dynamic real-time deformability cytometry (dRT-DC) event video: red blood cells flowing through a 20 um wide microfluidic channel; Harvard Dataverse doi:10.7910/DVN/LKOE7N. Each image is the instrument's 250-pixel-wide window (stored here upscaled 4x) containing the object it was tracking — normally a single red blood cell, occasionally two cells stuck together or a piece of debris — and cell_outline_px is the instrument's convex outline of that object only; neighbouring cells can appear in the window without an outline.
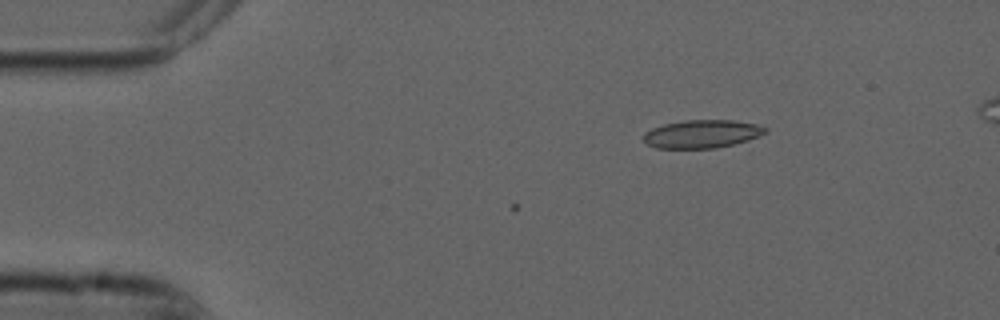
{"species": "common noctule bat (a hibernating species)", "species_latin": "Nyctalus noctula", "temperature_condition": "cold", "stored_images_in_passage": 9, "camera_frame_rate_fps": 3000, "um_per_image_px": 0.085, "animal": {"sex": "male", "forearm_length_mm": 52.5}, "frame": {"image": 1, "passage_image": 9, "time_ms": 2.667, "image_size_px": [1000, 320], "cell_outline_px": [[768, 132], [748, 140], [716, 148], [656, 148], [648, 144], [644, 140], [644, 132], [652, 128], [664, 124], [684, 120], [732, 120], [756, 124], [768, 128]], "centroid_in_image_um": [59.67, 11.38], "position_along_channel_um": 25.3, "area_um2": 19.88}}